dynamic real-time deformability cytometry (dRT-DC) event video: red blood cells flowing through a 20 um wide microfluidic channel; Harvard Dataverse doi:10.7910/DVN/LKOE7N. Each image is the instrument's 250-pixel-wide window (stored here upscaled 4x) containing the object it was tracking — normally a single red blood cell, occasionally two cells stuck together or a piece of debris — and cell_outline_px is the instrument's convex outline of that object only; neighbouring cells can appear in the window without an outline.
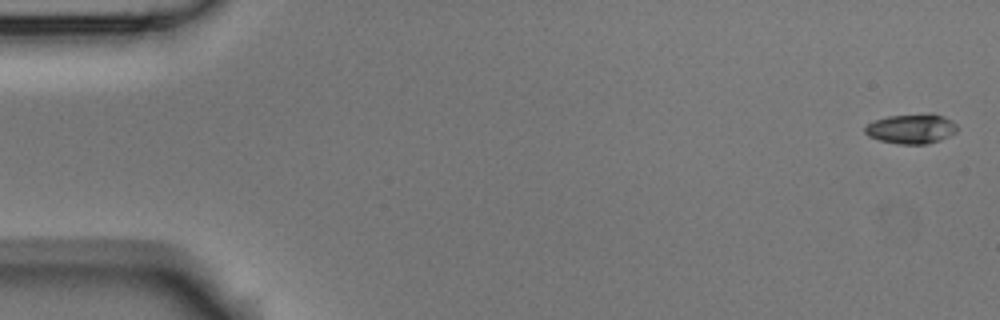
{"species": "Egyptian fruit bat (a non-hibernating species)", "species_latin": "Rousettus aegyptiacus", "temperature_condition": "room temperature", "stored_images_in_passage": 6, "segment_of_instrument_passage": [1, 2], "camera_frame_rate_fps": 3000, "um_per_image_px": 0.085, "animal": {"sex": "male"}, "frame": {"image": 1, "passage_image": 1, "time_ms": 0.0, "image_size_px": [1000, 320], "cell_outline_px": [[956, 132], [940, 140], [928, 144], [900, 144], [880, 140], [868, 136], [864, 132], [864, 128], [868, 124], [876, 120], [888, 116], [928, 112], [932, 112], [944, 116], [952, 120], [956, 124]], "centroid_in_image_um": [77.49, 10.92], "position_along_channel_um": 7.5, "area_um2": 16.18}}
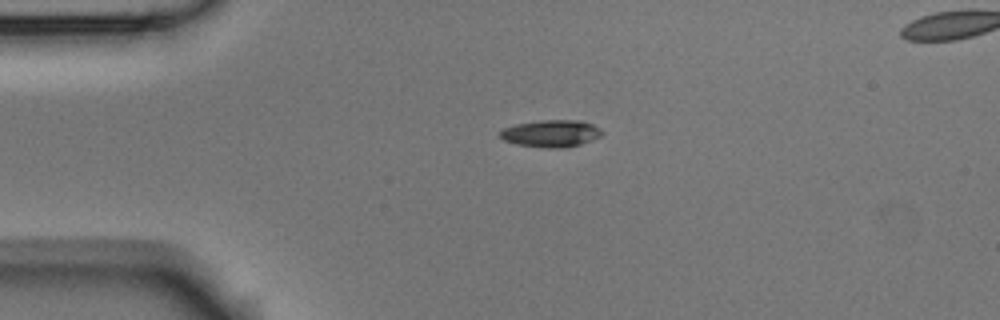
{"frame": {"image": 2, "passage_image": 4, "time_ms": 1.0, "image_size_px": [1000, 320], "cell_outline_px": [[604, 132], [600, 136], [592, 140], [580, 144], [564, 148], [544, 148], [516, 144], [504, 140], [496, 136], [504, 128], [516, 124], [540, 120], [580, 120], [592, 124], [600, 128]], "centroid_in_image_um": [46.83, 11.35], "position_along_channel_um": 38.2, "area_um2": 16.24}}